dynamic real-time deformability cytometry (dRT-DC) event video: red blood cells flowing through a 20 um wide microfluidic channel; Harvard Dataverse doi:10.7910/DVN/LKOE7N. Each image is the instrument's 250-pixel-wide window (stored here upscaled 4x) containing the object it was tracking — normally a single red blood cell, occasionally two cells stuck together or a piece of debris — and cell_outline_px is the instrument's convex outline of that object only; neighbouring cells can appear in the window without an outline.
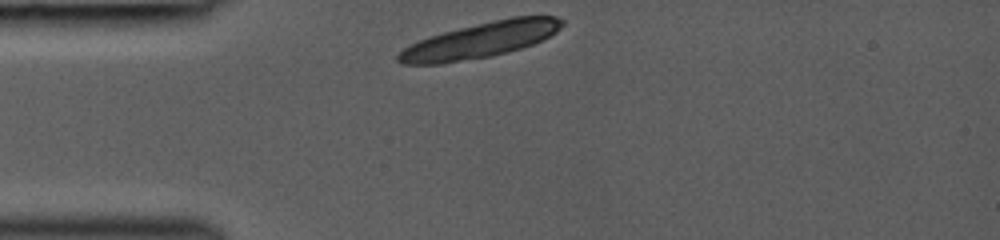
{"species": "common noctule bat (a hibernating species)", "species_latin": "Nyctalus noctula", "temperature_condition": "room temperature", "stored_images_in_passage": 14, "camera_frame_rate_fps": 3000, "um_per_image_px": 0.085, "animal": {"sex": "female", "body_mass_g": 19.0, "forearm_length_mm": 53.3}, "frame": {"image": 1, "passage_image": 1, "time_ms": 0.0, "image_size_px": [1000, 240], "cell_outline_px": [[564, 24], [556, 32], [532, 44], [508, 52], [492, 56], [440, 64], [400, 64], [396, 60], [396, 56], [404, 48], [420, 40], [444, 32], [460, 28], [512, 16], [556, 16], [564, 20]], "centroid_in_image_um": [40.84, 3.42], "position_along_channel_um": 44.2, "area_um2": 33.41}}